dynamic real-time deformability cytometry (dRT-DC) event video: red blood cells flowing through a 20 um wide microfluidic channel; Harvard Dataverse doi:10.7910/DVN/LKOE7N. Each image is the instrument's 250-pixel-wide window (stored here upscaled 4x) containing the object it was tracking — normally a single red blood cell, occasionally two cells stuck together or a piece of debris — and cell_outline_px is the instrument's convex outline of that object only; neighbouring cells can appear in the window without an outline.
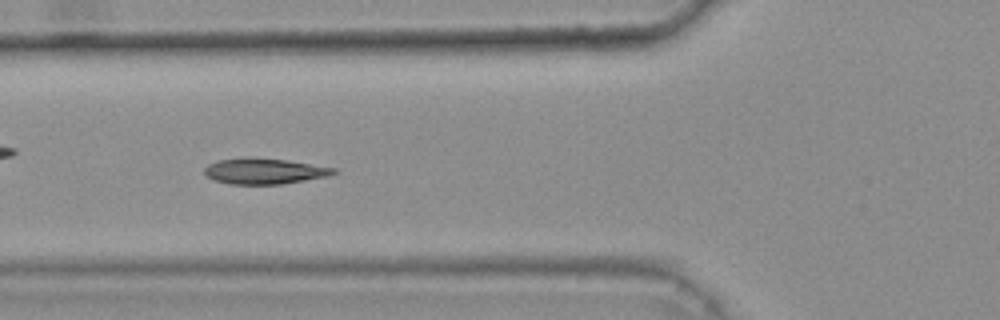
{"species": "common noctule bat (a hibernating species)", "species_latin": "Nyctalus noctula", "temperature_condition": "warm", "stored_images_in_passage": 44, "camera_frame_rate_fps": 3000, "um_per_image_px": 0.085, "animal": {"sex": "female", "body_mass_g": 25.1}, "frame": {"image": 1, "passage_image": 19, "time_ms": 6.0, "image_size_px": [1000, 320], "cell_outline_px": [[340, 172], [328, 176], [284, 184], [228, 184], [212, 180], [204, 176], [204, 168], [208, 164], [216, 160], [288, 160], [336, 168]], "centroid_in_image_um": [22.5, 14.59], "position_along_channel_um": 103.3, "area_um2": 18.9}, "authors_computed_cell_mechanics": {"area_um2": 19.7676, "velocity_mm_per_s": 3.8067, "shape_relaxation_time_tau1_ms": 5.171, "shape_relaxation_time_tau2_ms": 1.1784, "deformation_change_tau1": 0.1648, "deformation_change_tau2": 0.0567}}